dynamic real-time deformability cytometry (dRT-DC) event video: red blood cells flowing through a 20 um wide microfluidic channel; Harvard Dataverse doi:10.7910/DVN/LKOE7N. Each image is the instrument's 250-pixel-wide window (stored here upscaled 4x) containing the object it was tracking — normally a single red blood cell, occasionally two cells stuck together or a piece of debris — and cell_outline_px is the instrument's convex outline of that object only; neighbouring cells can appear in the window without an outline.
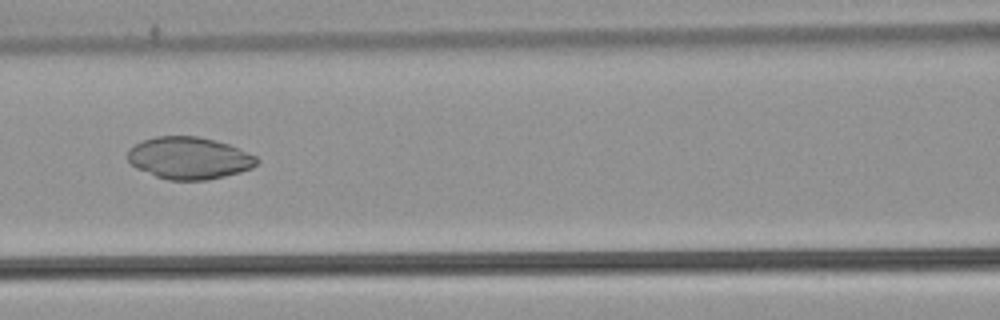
{"species": "common noctule bat (a hibernating species)", "species_latin": "Nyctalus noctula", "temperature_condition": "warm", "stored_images_in_passage": 53, "camera_frame_rate_fps": 3000, "um_per_image_px": 0.085, "animal": {"sex": "male", "body_mass_g": 21.5, "forearm_length_mm": 52.0}, "frame": {"image": 1, "passage_image": 24, "time_ms": 7.667, "image_size_px": [1000, 320], "cell_outline_px": [[260, 160], [252, 168], [240, 172], [208, 180], [168, 180], [156, 176], [136, 168], [128, 160], [128, 148], [144, 140], [156, 136], [196, 136], [216, 140], [228, 144], [256, 156]], "centroid_in_image_um": [16.08, 13.43], "position_along_channel_um": 150.5, "area_um2": 31.62}}
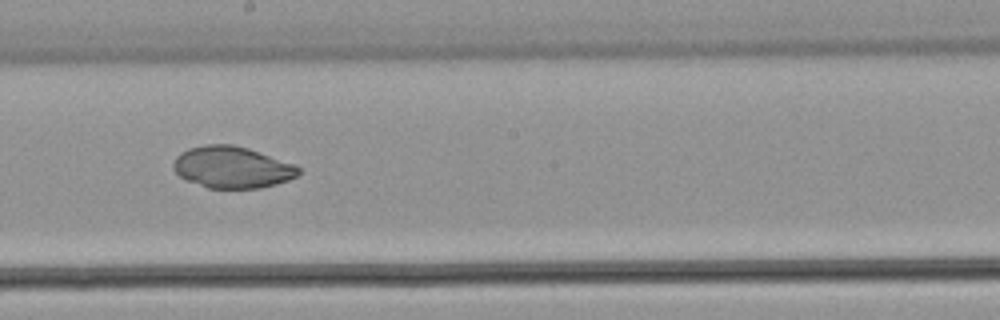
{"frame": {"image": 2, "passage_image": 30, "time_ms": 9.667, "image_size_px": [1000, 320], "cell_outline_px": [[300, 172], [296, 176], [288, 180], [276, 184], [260, 188], [208, 188], [184, 180], [172, 168], [172, 164], [176, 156], [180, 152], [188, 148], [204, 144], [232, 144], [248, 148], [296, 164], [300, 168]], "centroid_in_image_um": [19.71, 14.21], "position_along_channel_um": 228.5, "area_um2": 30.69}}
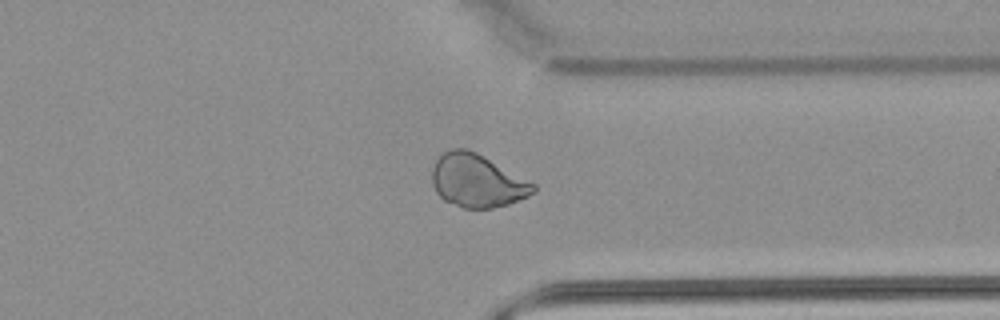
{"frame": {"image": 3, "passage_image": 41, "time_ms": 13.333, "image_size_px": [1000, 320], "cell_outline_px": [[536, 188], [528, 196], [508, 204], [492, 208], [464, 208], [444, 200], [436, 192], [432, 184], [432, 168], [436, 160], [444, 152], [452, 148], [468, 148], [476, 152], [536, 184]], "centroid_in_image_um": [40.53, 15.36], "position_along_channel_um": 370.9, "area_um2": 31.1}}